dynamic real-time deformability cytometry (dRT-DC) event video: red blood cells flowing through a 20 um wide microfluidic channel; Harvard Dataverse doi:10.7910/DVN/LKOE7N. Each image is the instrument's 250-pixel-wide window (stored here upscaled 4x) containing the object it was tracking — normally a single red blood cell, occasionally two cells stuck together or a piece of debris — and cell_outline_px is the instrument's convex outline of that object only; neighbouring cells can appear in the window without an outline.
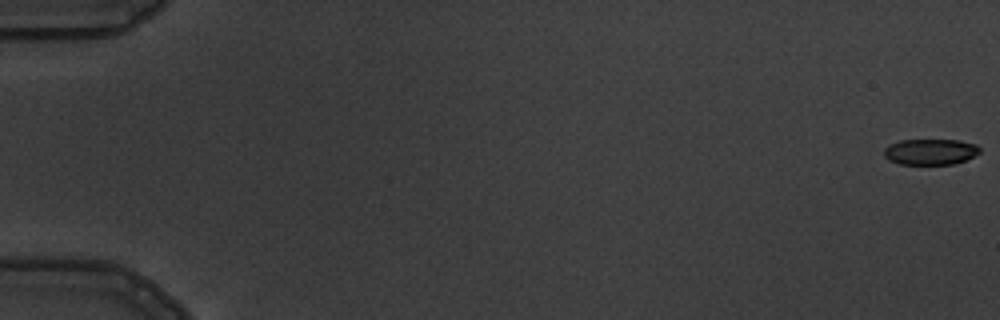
{"species": "common noctule bat (a hibernating species)", "species_latin": "Nyctalus noctula", "temperature_condition": "warm", "stored_images_in_passage": 5, "camera_frame_rate_fps": 3000, "um_per_image_px": 0.085, "animal": {"sex": "male", "body_mass_g": 19.5, "forearm_length_mm": 54.6}, "frame": {"image": 1, "passage_image": 1, "time_ms": 0.0, "image_size_px": [1000, 320], "cell_outline_px": [[980, 152], [964, 160], [952, 164], [900, 164], [888, 160], [884, 156], [884, 148], [888, 144], [900, 140], [960, 140], [976, 144], [980, 148]], "centroid_in_image_um": [79.04, 12.89], "position_along_channel_um": 6.0, "area_um2": 14.45}}